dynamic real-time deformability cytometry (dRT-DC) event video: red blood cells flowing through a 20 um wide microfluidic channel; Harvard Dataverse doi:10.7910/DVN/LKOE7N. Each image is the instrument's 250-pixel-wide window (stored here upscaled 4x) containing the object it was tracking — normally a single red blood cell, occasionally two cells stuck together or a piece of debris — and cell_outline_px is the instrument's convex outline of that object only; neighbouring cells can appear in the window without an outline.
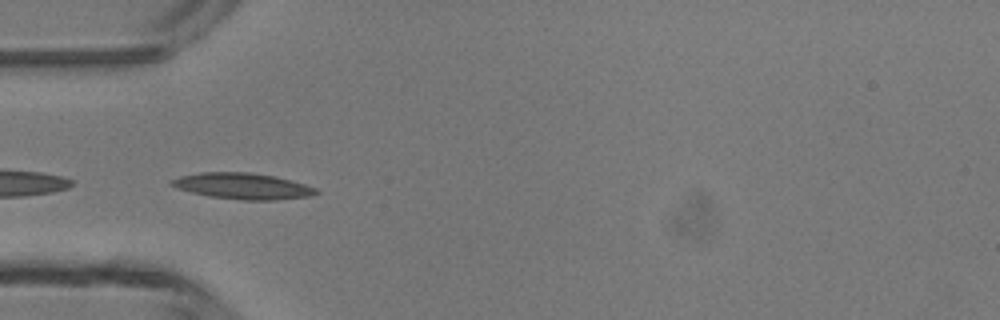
{"species": "common noctule bat (a hibernating species)", "species_latin": "Nyctalus noctula", "temperature_condition": "room temperature", "stored_images_in_passage": 4, "camera_frame_rate_fps": 3000, "um_per_image_px": 0.085, "animal": {"sex": "male", "body_mass_g": 13.3}, "frame": {"image": 1, "passage_image": 4, "time_ms": 3.333, "image_size_px": [1000, 320], "cell_outline_px": [[320, 192], [312, 196], [276, 200], [244, 200], [208, 196], [176, 188], [168, 184], [172, 180], [180, 176], [200, 172], [248, 172], [272, 176], [304, 184], [316, 188]], "centroid_in_image_um": [20.61, 15.82], "position_along_channel_um": 64.4, "area_um2": 21.85}}